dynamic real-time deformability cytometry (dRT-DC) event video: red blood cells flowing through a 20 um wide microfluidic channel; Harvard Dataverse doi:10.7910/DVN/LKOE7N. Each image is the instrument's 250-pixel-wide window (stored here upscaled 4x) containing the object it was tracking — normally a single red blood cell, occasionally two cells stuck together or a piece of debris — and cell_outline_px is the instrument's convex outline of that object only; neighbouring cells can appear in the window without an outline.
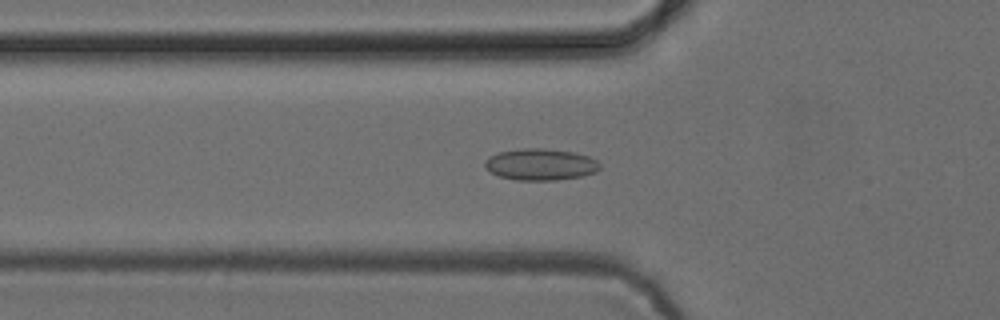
{"species": "common noctule bat (a hibernating species)", "species_latin": "Nyctalus noctula", "temperature_condition": "cold", "stored_images_in_passage": 52, "camera_frame_rate_fps": 3000, "um_per_image_px": 0.085, "animal": {"sex": "female", "body_mass_g": 24.6, "forearm_length_mm": 56.2}, "frame": {"image": 1, "passage_image": 18, "time_ms": 5.667, "image_size_px": [1000, 320], "cell_outline_px": [[600, 168], [596, 172], [580, 176], [556, 180], [516, 180], [500, 176], [484, 168], [484, 164], [488, 156], [500, 152], [524, 148], [544, 148], [572, 152], [588, 156], [596, 160], [600, 164]], "centroid_in_image_um": [45.93, 13.97], "position_along_channel_um": 79.9, "area_um2": 21.04}}
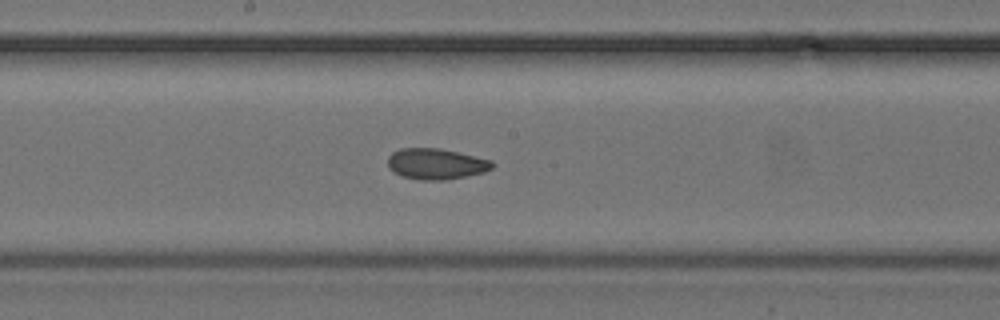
{"frame": {"image": 2, "passage_image": 28, "time_ms": 9.0, "image_size_px": [1000, 320], "cell_outline_px": [[496, 164], [492, 168], [484, 172], [444, 180], [420, 180], [400, 176], [392, 172], [388, 168], [388, 156], [392, 152], [400, 148], [440, 148], [492, 160]], "centroid_in_image_um": [37.03, 13.93], "position_along_channel_um": 211.2, "area_um2": 18.96}}
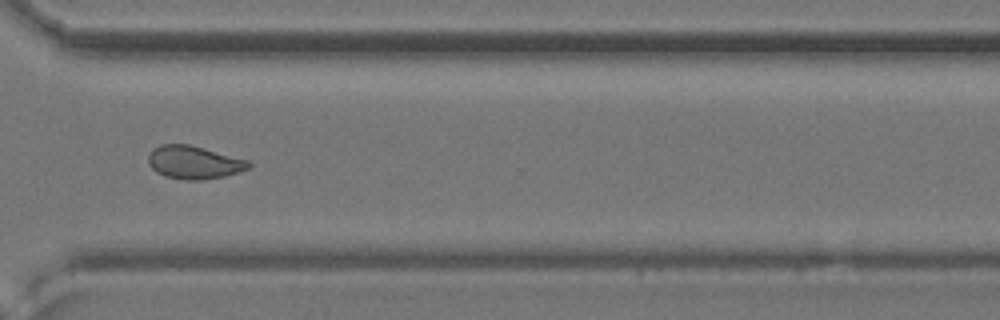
{"frame": {"image": 3, "passage_image": 39, "time_ms": 12.667, "image_size_px": [1000, 320], "cell_outline_px": [[252, 164], [248, 168], [224, 176], [200, 180], [188, 180], [164, 176], [156, 172], [148, 164], [148, 152], [152, 148], [160, 144], [188, 144], [204, 148], [248, 160]], "centroid_in_image_um": [16.43, 13.79], "position_along_channel_um": 354.2, "area_um2": 19.31}, "authors_computed_cell_mechanics": {"area_um2": 19.6809, "velocity_mm_per_s": 3.912, "shape_relaxation_time_tau1_ms": null, "shape_relaxation_time_tau2_ms": 2.0575, "deformation_change_tau1": null, "deformation_change_tau2": 0.0747}}